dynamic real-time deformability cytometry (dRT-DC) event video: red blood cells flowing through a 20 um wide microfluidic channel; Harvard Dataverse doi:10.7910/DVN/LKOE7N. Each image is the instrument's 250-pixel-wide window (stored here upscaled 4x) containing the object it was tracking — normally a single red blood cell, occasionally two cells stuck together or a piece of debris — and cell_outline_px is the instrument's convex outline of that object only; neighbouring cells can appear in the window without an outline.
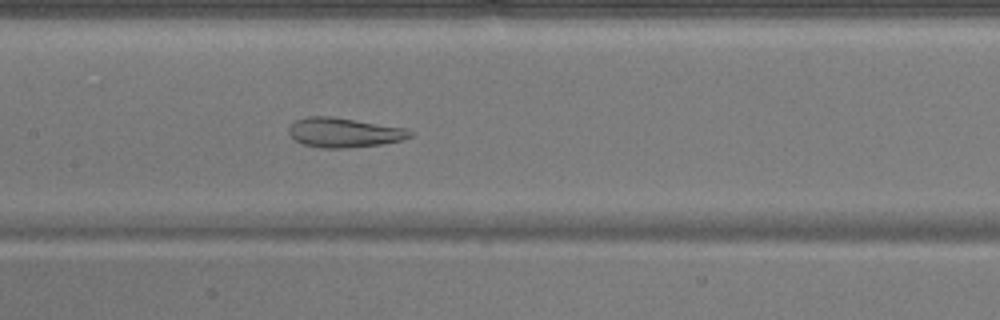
{"species": "common noctule bat (a hibernating species)", "species_latin": "Nyctalus noctula", "temperature_condition": "warm", "stored_images_in_passage": 52, "camera_frame_rate_fps": 3000, "um_per_image_px": 0.085, "animal": {"sex": "male", "body_mass_g": 17.9}, "frame": {"image": 1, "passage_image": 24, "time_ms": 7.667, "image_size_px": [1000, 320], "cell_outline_px": [[416, 132], [412, 136], [400, 140], [380, 144], [344, 148], [320, 148], [304, 144], [296, 140], [288, 132], [288, 128], [296, 120], [308, 116], [332, 116], [408, 128]], "centroid_in_image_um": [29.28, 11.25], "position_along_channel_um": 178.1, "area_um2": 20.92}}
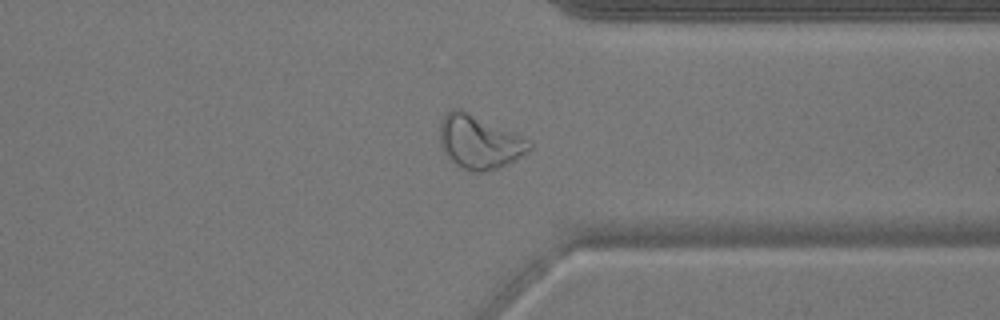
{"frame": {"image": 2, "passage_image": 39, "time_ms": 12.667, "image_size_px": [1000, 320], "cell_outline_px": [[532, 148], [508, 164], [496, 168], [480, 172], [472, 172], [456, 164], [444, 152], [440, 144], [440, 120], [452, 108], [460, 108], [532, 140]], "centroid_in_image_um": [40.75, 12.05], "position_along_channel_um": 370.7, "area_um2": 27.8}}
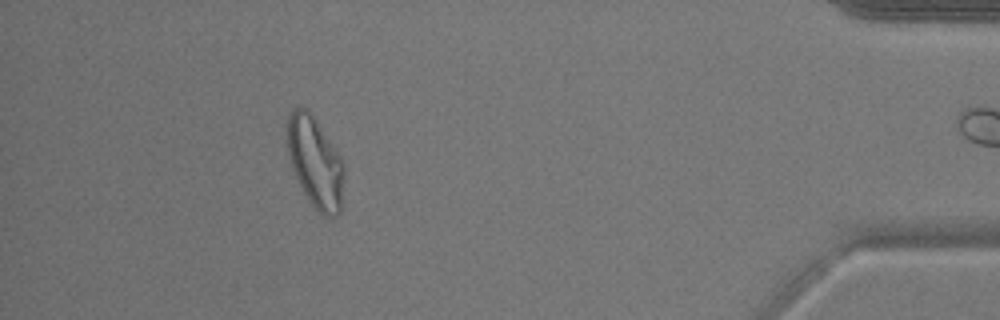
{"frame": {"image": 3, "passage_image": 46, "time_ms": 15.0, "image_size_px": [1000, 320], "cell_outline_px": [[344, 176], [340, 212], [336, 216], [324, 216], [308, 200], [292, 168], [288, 152], [284, 124], [292, 108], [300, 104], [308, 108], [340, 156], [344, 164]], "centroid_in_image_um": [26.75, 13.71], "position_along_channel_um": 408.4, "area_um2": 30.35}, "authors_computed_cell_mechanics": {"area_um2": 28.6688, "velocity_mm_per_s": 3.8855, "shape_relaxation_time_tau1_ms": null, "shape_relaxation_time_tau2_ms": 1.5745, "deformation_change_tau1": null, "deformation_change_tau2": 0.1004}}